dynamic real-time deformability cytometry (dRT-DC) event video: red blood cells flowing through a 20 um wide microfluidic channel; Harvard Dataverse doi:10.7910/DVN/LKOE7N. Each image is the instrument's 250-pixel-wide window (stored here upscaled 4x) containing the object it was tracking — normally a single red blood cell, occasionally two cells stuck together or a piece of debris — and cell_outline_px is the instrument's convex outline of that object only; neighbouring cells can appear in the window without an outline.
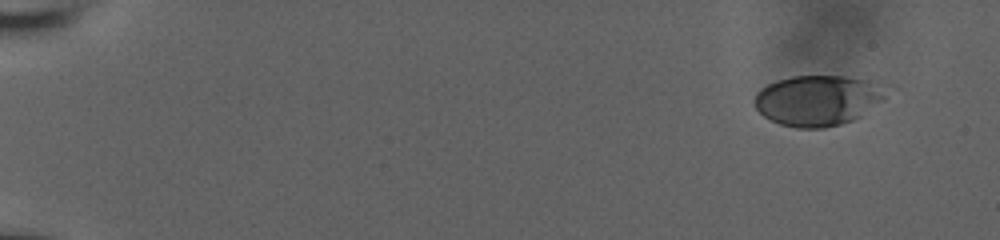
{"species": "human", "species_latin": "Homo sapiens", "temperature_condition": "room temperature", "stored_images_in_passage": 53, "camera_frame_rate_fps": 3000, "um_per_image_px": 0.085, "donor": {"sex": "male"}, "frame": {"image": 1, "passage_image": 1, "time_ms": 0.0, "image_size_px": [1000, 240], "cell_outline_px": [[884, 100], [860, 116], [852, 120], [840, 124], [824, 128], [796, 128], [780, 124], [764, 116], [752, 104], [752, 100], [756, 92], [760, 88], [776, 80], [792, 76], [844, 76], [860, 80], [884, 96]], "centroid_in_image_um": [69.31, 8.56], "position_along_channel_um": 15.7, "area_um2": 37.63}}
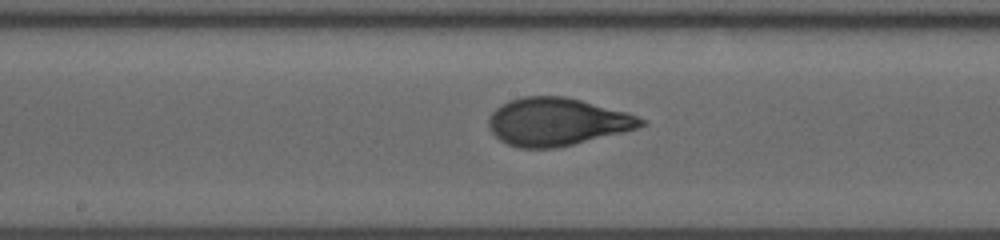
{"frame": {"image": 2, "passage_image": 29, "time_ms": 9.333, "image_size_px": [1000, 240], "cell_outline_px": [[648, 124], [624, 132], [556, 148], [520, 148], [508, 144], [500, 140], [488, 128], [488, 120], [492, 112], [500, 104], [508, 100], [520, 96], [564, 96], [628, 112], [648, 120]], "centroid_in_image_um": [47.35, 10.34], "position_along_channel_um": 200.9, "area_um2": 42.6}}
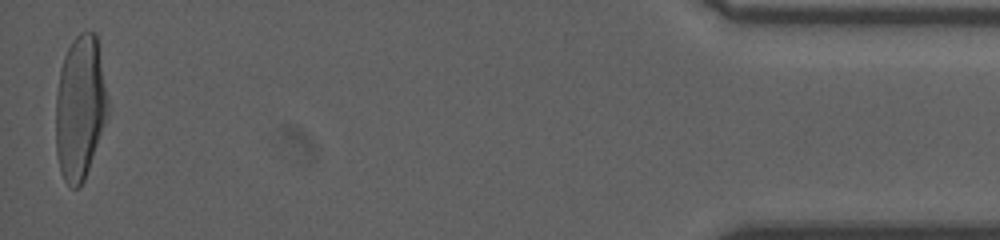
{"frame": {"image": 3, "passage_image": 53, "time_ms": 17.333, "image_size_px": [1000, 240], "cell_outline_px": [[108, 116], [84, 180], [80, 188], [72, 188], [64, 180], [60, 172], [56, 152], [56, 92], [60, 68], [64, 56], [72, 40], [80, 32], [96, 32], [108, 104]], "centroid_in_image_um": [6.79, 9.17], "position_along_channel_um": 428.4, "area_um2": 43.7}, "authors_computed_cell_mechanics": {"area_um2": 41.0958, "velocity_mm_per_s": 3.8366, "shape_relaxation_time_tau1_ms": 3.448, "shape_relaxation_time_tau2_ms": null, "deformation_change_tau1": 0.2012, "deformation_change_tau2": null}}